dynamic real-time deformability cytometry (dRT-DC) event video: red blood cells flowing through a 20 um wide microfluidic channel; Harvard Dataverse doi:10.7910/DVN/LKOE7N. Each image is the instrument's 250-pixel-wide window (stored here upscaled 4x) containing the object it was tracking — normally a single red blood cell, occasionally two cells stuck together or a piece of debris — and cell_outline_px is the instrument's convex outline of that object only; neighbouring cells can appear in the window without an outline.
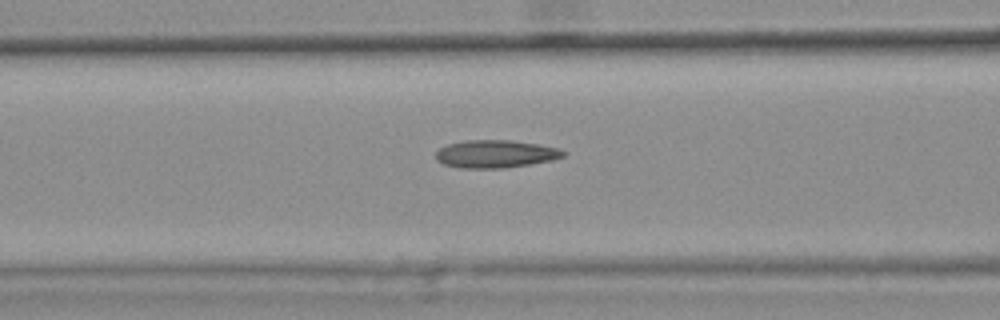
{"species": "common noctule bat (a hibernating species)", "species_latin": "Nyctalus noctula", "temperature_condition": "warm", "stored_images_in_passage": 30, "camera_frame_rate_fps": 3000, "um_per_image_px": 0.085, "animal": {"sex": "female", "body_mass_g": 25.1}, "frame": {"image": 1, "passage_image": 5, "time_ms": 1.333, "image_size_px": [1000, 320], "cell_outline_px": [[564, 156], [552, 160], [504, 168], [460, 168], [444, 164], [436, 160], [436, 152], [440, 148], [448, 144], [464, 140], [512, 140], [560, 148], [564, 152]], "centroid_in_image_um": [42.09, 13.08], "position_along_channel_um": 124.5, "area_um2": 20.52}}